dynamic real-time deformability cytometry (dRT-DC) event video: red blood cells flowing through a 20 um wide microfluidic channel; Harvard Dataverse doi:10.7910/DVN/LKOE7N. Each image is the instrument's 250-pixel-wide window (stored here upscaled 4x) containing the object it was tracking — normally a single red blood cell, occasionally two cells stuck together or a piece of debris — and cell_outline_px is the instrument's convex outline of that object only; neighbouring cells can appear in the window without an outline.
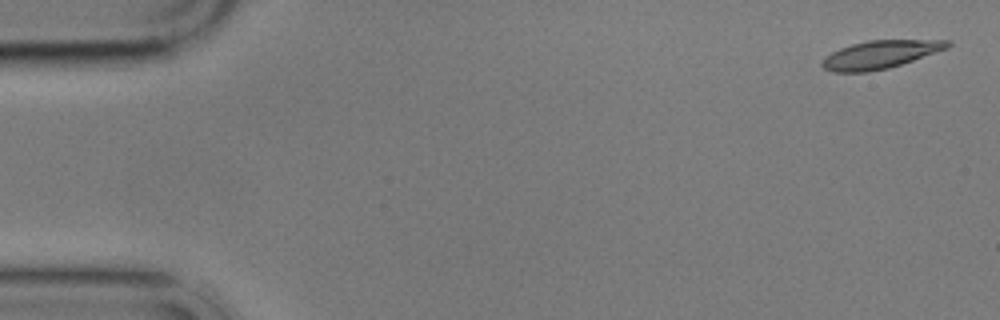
{"species": "common noctule bat (a hibernating species)", "species_latin": "Nyctalus noctula", "temperature_condition": "cold", "stored_images_in_passage": 3, "camera_frame_rate_fps": 3000, "um_per_image_px": 0.085, "animal": {"sex": "male", "body_mass_g": 17.9}, "frame": {"image": 1, "passage_image": 1, "time_ms": 0.0, "image_size_px": [1000, 320], "cell_outline_px": [[952, 44], [948, 48], [888, 68], [868, 72], [832, 72], [824, 68], [820, 64], [832, 52], [840, 48], [852, 44], [868, 40], [952, 40]], "centroid_in_image_um": [74.83, 4.63], "position_along_channel_um": 10.2, "area_um2": 20.23}}